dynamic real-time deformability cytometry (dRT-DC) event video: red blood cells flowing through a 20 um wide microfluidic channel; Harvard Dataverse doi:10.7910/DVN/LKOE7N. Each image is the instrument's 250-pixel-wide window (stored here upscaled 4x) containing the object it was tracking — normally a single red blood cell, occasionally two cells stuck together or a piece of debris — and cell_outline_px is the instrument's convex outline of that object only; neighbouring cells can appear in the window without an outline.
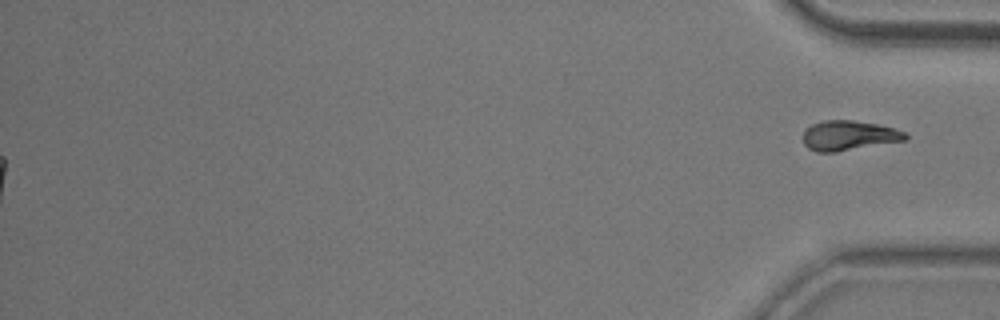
{"species": "common noctule bat (a hibernating species)", "species_latin": "Nyctalus noctula", "temperature_condition": "room temperature", "stored_images_in_passage": 54, "segment_of_instrument_passage": [2, 2], "camera_frame_rate_fps": 3000, "um_per_image_px": 0.085, "animal": {"sex": "male", "body_mass_g": 20.5, "forearm_length_mm": 52.5}, "frame": {"image": 1, "passage_image": 54, "time_ms": 17.667, "image_size_px": [1000, 320], "cell_outline_px": [[908, 136], [904, 140], [836, 152], [816, 152], [808, 148], [804, 144], [804, 132], [812, 124], [824, 120], [852, 120], [876, 124], [896, 128], [904, 132]], "centroid_in_image_um": [72.14, 11.52], "position_along_channel_um": 363.1, "area_um2": 17.57}}